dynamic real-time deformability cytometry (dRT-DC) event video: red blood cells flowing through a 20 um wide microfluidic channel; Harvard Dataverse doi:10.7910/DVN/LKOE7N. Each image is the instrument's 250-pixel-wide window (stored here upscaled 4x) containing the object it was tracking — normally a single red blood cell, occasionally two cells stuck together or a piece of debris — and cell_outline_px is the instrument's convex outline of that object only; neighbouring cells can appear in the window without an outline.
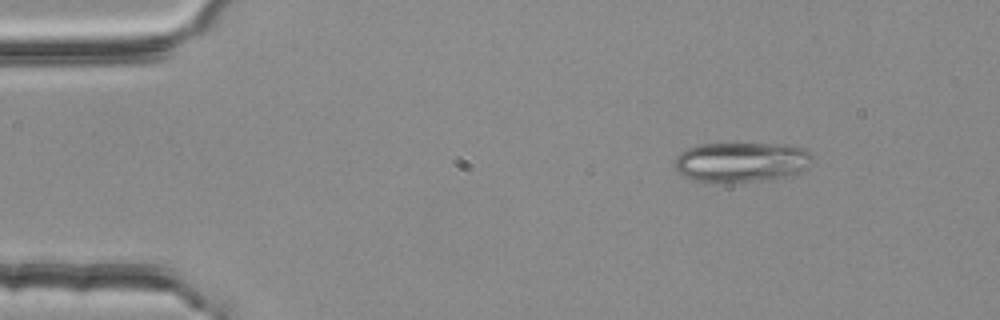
{"species": "common noctule bat (a hibernating species)", "species_latin": "Nyctalus noctula", "temperature_condition": "room temperature", "stored_images_in_passage": 3, "camera_frame_rate_fps": 3000, "um_per_image_px": 0.085, "animal": {"sex": "female", "body_mass_g": 25.1}, "frame": {"image": 1, "passage_image": 1, "time_ms": 0.0, "image_size_px": [1000, 320], "cell_outline_px": [[816, 160], [808, 168], [800, 172], [788, 176], [764, 180], [696, 180], [684, 176], [676, 172], [672, 164], [676, 156], [680, 152], [688, 148], [700, 144], [788, 144], [808, 148], [812, 152]], "centroid_in_image_um": [63.1, 13.73], "position_along_channel_um": 21.9, "area_um2": 32.14}}